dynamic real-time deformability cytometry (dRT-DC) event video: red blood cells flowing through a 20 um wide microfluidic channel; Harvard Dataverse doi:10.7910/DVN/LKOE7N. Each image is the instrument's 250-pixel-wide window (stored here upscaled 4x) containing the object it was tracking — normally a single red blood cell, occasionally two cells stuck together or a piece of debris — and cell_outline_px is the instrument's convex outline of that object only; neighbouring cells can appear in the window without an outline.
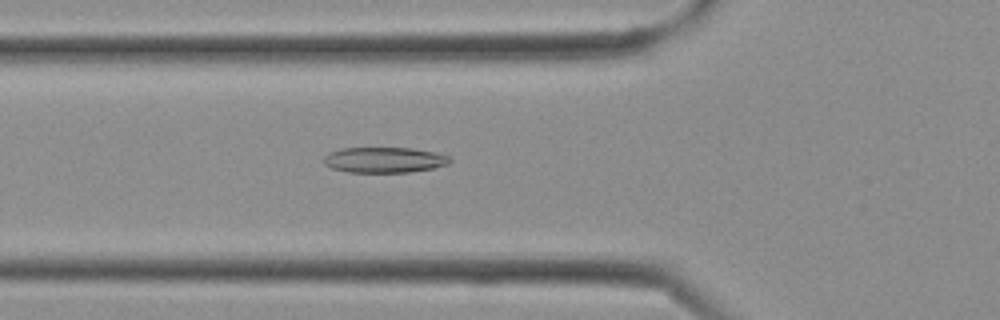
{"species": "Egyptian fruit bat (a non-hibernating species)", "species_latin": "Rousettus aegyptiacus", "temperature_condition": "cold", "stored_images_in_passage": 30, "camera_frame_rate_fps": 3000, "um_per_image_px": 0.085, "frame": {"image": 1, "passage_image": 11, "time_ms": 3.333, "image_size_px": [1000, 320], "cell_outline_px": [[452, 160], [448, 164], [432, 168], [408, 172], [348, 172], [332, 168], [324, 164], [324, 156], [328, 152], [340, 148], [412, 148], [436, 152], [448, 156]], "centroid_in_image_um": [32.64, 13.58], "position_along_channel_um": 93.2, "area_um2": 18.79}}
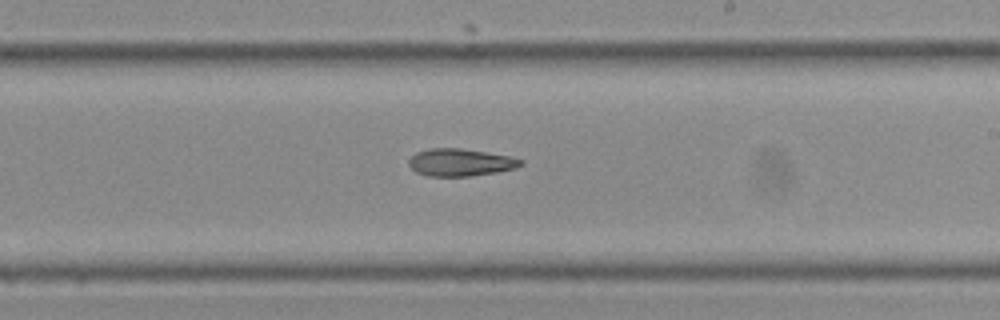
{"frame": {"image": 2, "passage_image": 18, "time_ms": 5.667, "image_size_px": [1000, 320], "cell_outline_px": [[524, 164], [516, 168], [496, 172], [468, 176], [428, 176], [416, 172], [408, 164], [408, 160], [416, 152], [428, 148], [460, 148], [512, 156], [524, 160]], "centroid_in_image_um": [39.15, 13.79], "position_along_channel_um": 249.9, "area_um2": 17.98}}
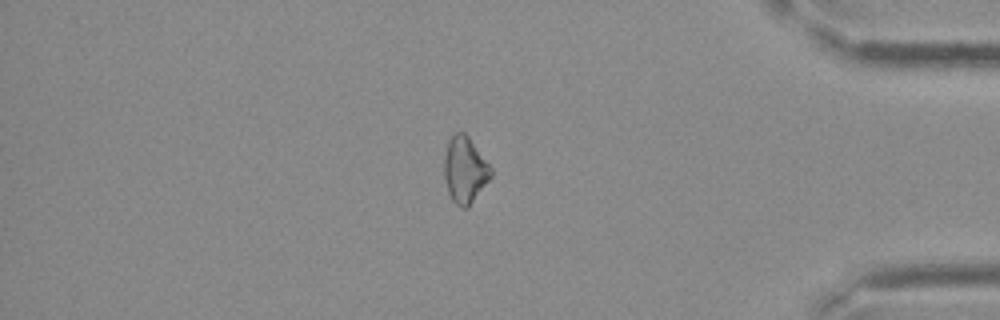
{"frame": {"image": 3, "passage_image": 26, "time_ms": 8.333, "image_size_px": [1000, 320], "cell_outline_px": [[492, 176], [468, 208], [464, 208], [456, 204], [452, 200], [448, 192], [444, 176], [444, 156], [448, 140], [456, 132], [464, 132], [468, 136], [492, 168]], "centroid_in_image_um": [39.51, 14.44], "position_along_channel_um": 395.7, "area_um2": 18.03}}